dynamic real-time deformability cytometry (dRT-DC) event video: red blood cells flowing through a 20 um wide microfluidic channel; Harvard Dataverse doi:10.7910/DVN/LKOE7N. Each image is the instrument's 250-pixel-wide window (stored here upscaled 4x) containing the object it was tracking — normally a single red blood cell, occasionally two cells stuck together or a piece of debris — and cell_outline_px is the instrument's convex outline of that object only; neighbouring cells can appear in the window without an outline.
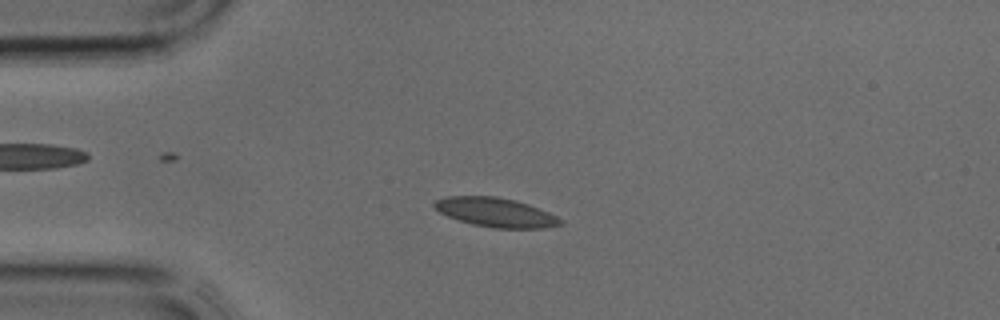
{"species": "common noctule bat (a hibernating species)", "species_latin": "Nyctalus noctula", "temperature_condition": "cold", "stored_images_in_passage": 38, "camera_frame_rate_fps": 3000, "um_per_image_px": 0.085, "animal": {"sex": "male", "body_mass_g": 17.9, "forearm_length_mm": 54.2}, "frame": {"image": 1, "passage_image": 9, "time_ms": 2.667, "image_size_px": [1000, 320], "cell_outline_px": [[564, 224], [544, 228], [492, 228], [472, 224], [448, 216], [440, 212], [432, 204], [436, 200], [448, 196], [496, 196], [516, 200], [528, 204], [548, 212], [564, 220]], "centroid_in_image_um": [42.16, 18.05], "position_along_channel_um": 42.8, "area_um2": 21.39}}
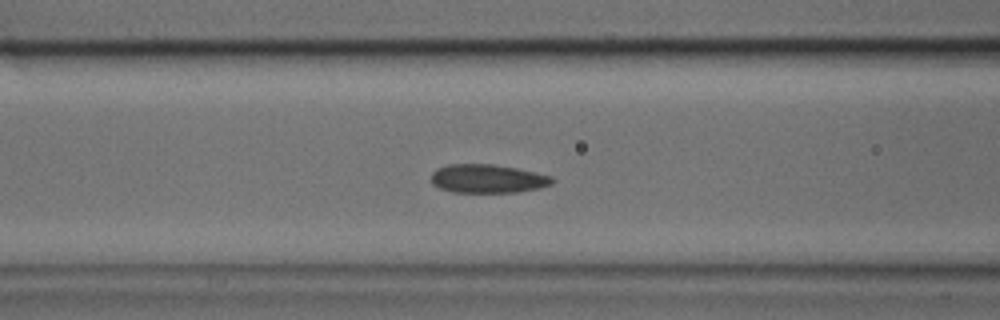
{"frame": {"image": 2, "passage_image": 15, "time_ms": 4.667, "image_size_px": [1000, 320], "cell_outline_px": [[556, 180], [552, 184], [540, 188], [516, 192], [452, 192], [440, 188], [432, 184], [432, 172], [436, 168], [448, 164], [492, 164], [516, 168], [536, 172], [552, 176]], "centroid_in_image_um": [41.46, 15.18], "position_along_channel_um": 125.1, "area_um2": 20.29}}
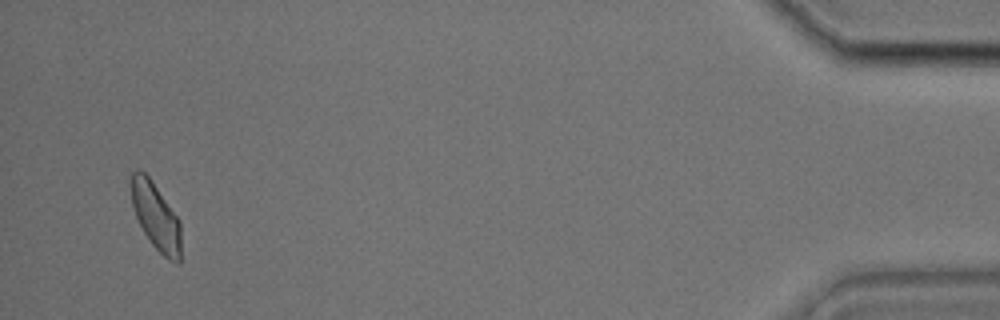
{"frame": {"image": 3, "passage_image": 37, "time_ms": 12.0, "image_size_px": [1000, 320], "cell_outline_px": [[180, 264], [176, 264], [168, 260], [152, 244], [144, 232], [136, 216], [132, 204], [132, 172], [136, 168], [140, 168], [148, 176], [180, 220]], "centroid_in_image_um": [13.26, 18.41], "position_along_channel_um": 421.9, "area_um2": 19.19}}